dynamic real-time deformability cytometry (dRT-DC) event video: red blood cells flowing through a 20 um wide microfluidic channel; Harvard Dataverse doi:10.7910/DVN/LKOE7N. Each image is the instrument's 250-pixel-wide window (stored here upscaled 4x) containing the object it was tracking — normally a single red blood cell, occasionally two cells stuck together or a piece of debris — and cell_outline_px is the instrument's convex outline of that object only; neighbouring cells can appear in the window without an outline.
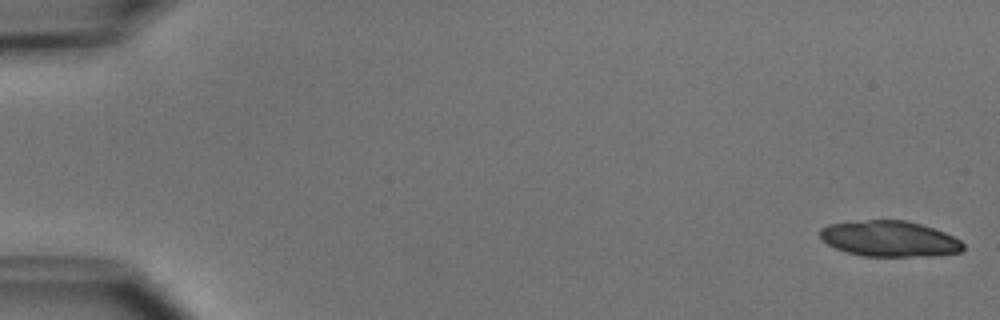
{"species": "common noctule bat (a hibernating species)", "species_latin": "Nyctalus noctula", "temperature_condition": "cold", "stored_images_in_passage": 22, "camera_frame_rate_fps": 3000, "um_per_image_px": 0.085, "animal": {"sex": "male", "body_mass_g": 15.6}, "frame": {"image": 1, "passage_image": 1, "time_ms": 0.0, "image_size_px": [1000, 320], "cell_outline_px": [[964, 248], [960, 252], [932, 256], [860, 256], [836, 248], [828, 244], [820, 236], [820, 228], [828, 224], [868, 220], [904, 220], [920, 224], [944, 232], [960, 240], [964, 244]], "centroid_in_image_um": [75.61, 20.3], "position_along_channel_um": 9.4, "area_um2": 29.65}}